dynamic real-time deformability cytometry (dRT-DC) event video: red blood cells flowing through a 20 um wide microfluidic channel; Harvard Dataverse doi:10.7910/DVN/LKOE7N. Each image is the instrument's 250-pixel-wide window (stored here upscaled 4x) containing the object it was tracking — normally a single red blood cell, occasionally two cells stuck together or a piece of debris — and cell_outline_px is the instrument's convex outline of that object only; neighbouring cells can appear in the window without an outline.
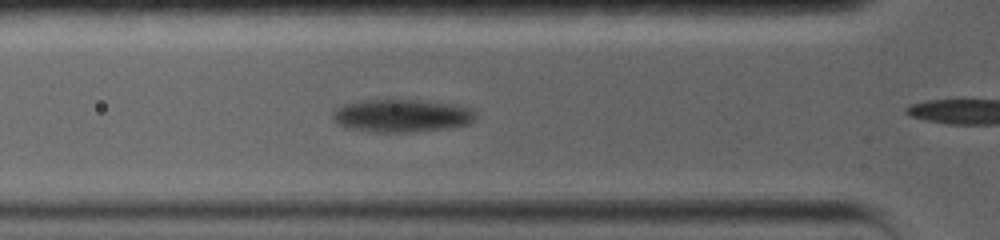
{"species": "common noctule bat (a hibernating species)", "species_latin": "Nyctalus noctula", "temperature_condition": "warm", "stored_images_in_passage": 19, "camera_frame_rate_fps": 5000, "um_per_image_px": 0.085, "animal": {"sex": "female", "body_mass_g": 19.0, "forearm_length_mm": 56.7}, "frame": {"image": 1, "passage_image": 9, "time_ms": 4.8, "image_size_px": [1000, 240], "cell_outline_px": [[476, 116], [468, 124], [448, 128], [412, 132], [376, 132], [344, 128], [336, 124], [332, 120], [332, 112], [336, 108], [344, 104], [364, 100], [416, 100], [452, 104], [472, 108], [476, 112]], "centroid_in_image_um": [34.1, 9.84], "position_along_channel_um": 91.7, "area_um2": 27.51}}
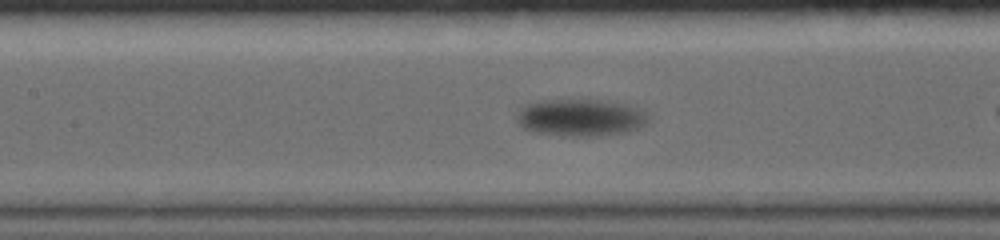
{"frame": {"image": 2, "passage_image": 14, "time_ms": 7.0, "image_size_px": [1000, 240], "cell_outline_px": [[648, 124], [640, 128], [628, 132], [596, 136], [568, 136], [536, 132], [520, 128], [516, 120], [516, 116], [520, 108], [528, 104], [544, 100], [596, 100], [628, 104], [644, 112], [648, 116]], "centroid_in_image_um": [49.34, 10.01], "position_along_channel_um": 158.1, "area_um2": 28.55}}